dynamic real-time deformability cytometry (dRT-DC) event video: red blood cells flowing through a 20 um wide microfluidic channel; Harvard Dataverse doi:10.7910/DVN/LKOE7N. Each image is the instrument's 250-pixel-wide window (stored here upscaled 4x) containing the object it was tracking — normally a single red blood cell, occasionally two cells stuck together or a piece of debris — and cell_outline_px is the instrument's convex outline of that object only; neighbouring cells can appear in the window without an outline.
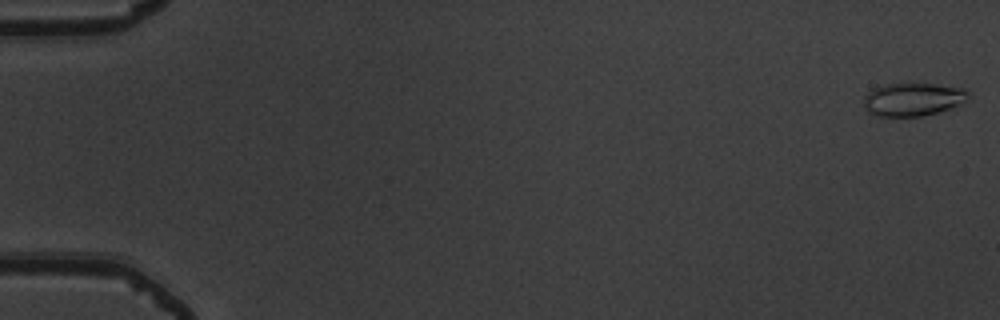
{"species": "common noctule bat (a hibernating species)", "species_latin": "Nyctalus noctula", "temperature_condition": "warm", "stored_images_in_passage": 17, "segment_of_instrument_passage": [1, 2], "camera_frame_rate_fps": 3000, "um_per_image_px": 0.085, "animal": {"sex": "male", "body_mass_g": 19.5, "forearm_length_mm": 54.6}, "frame": {"image": 1, "passage_image": 1, "time_ms": 0.0, "image_size_px": [1000, 320], "cell_outline_px": [[968, 96], [964, 100], [940, 112], [920, 116], [876, 116], [868, 112], [864, 108], [864, 96], [868, 92], [884, 84], [908, 80], [964, 88], [968, 92]], "centroid_in_image_um": [77.54, 8.4], "position_along_channel_um": 7.5, "area_um2": 20.63}}